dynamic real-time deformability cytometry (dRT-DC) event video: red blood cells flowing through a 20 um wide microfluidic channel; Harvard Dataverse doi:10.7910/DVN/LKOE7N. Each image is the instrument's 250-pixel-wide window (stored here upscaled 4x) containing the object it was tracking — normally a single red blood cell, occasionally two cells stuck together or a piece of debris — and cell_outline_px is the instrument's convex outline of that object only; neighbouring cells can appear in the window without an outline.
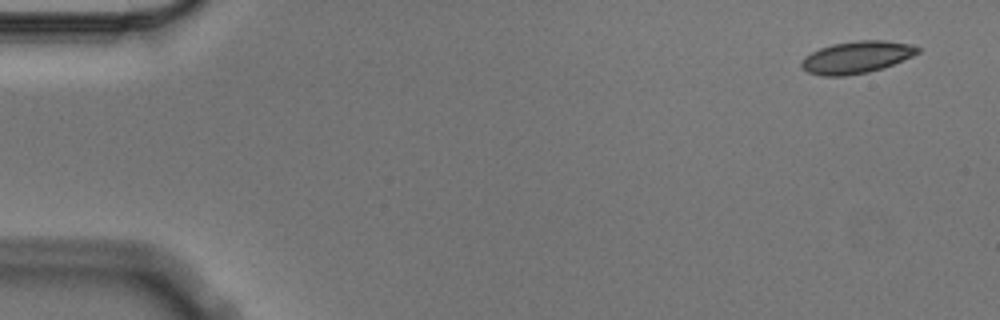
{"species": "Egyptian fruit bat (a non-hibernating species)", "species_latin": "Rousettus aegyptiacus", "temperature_condition": "cold", "stored_images_in_passage": 4, "camera_frame_rate_fps": 3000, "um_per_image_px": 0.085, "animal": {"sex": "male"}, "frame": {"image": 1, "passage_image": 1, "time_ms": 0.0, "image_size_px": [1000, 320], "cell_outline_px": [[920, 52], [912, 56], [884, 68], [868, 72], [844, 76], [824, 76], [808, 72], [800, 64], [800, 60], [812, 52], [820, 48], [832, 44], [856, 40], [884, 40], [912, 44], [920, 48]], "centroid_in_image_um": [72.83, 4.86], "position_along_channel_um": 12.2, "area_um2": 21.79}}
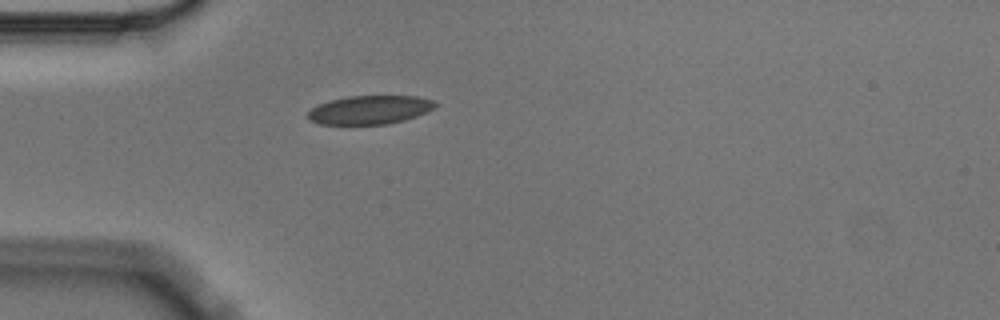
{"frame": {"image": 2, "passage_image": 4, "time_ms": 1.0, "image_size_px": [1000, 320], "cell_outline_px": [[436, 108], [428, 112], [404, 120], [388, 124], [320, 124], [308, 120], [308, 112], [312, 108], [320, 104], [332, 100], [348, 96], [416, 96], [432, 100], [436, 104]], "centroid_in_image_um": [31.45, 9.34], "position_along_channel_um": 53.5, "area_um2": 21.15}}